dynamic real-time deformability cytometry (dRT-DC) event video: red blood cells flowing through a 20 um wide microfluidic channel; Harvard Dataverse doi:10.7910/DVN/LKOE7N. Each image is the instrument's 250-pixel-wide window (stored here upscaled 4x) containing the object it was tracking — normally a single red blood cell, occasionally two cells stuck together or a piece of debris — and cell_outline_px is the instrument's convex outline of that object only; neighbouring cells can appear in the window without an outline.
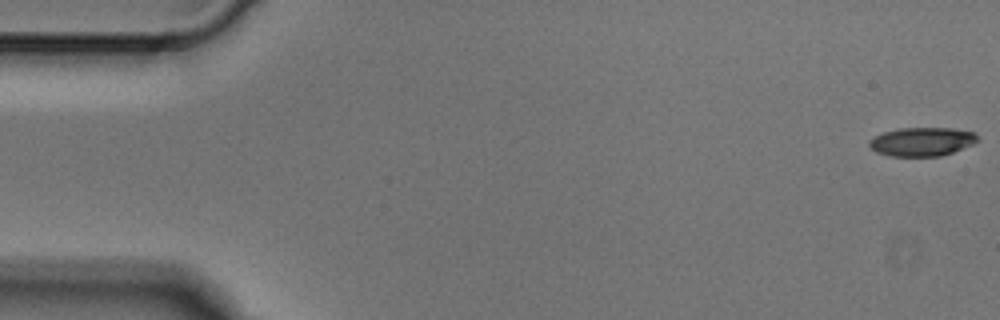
{"species": "Egyptian fruit bat (a non-hibernating species)", "species_latin": "Rousettus aegyptiacus", "temperature_condition": "cold", "stored_images_in_passage": 6, "camera_frame_rate_fps": 3000, "um_per_image_px": 0.085, "animal": {"sex": "male"}, "frame": {"image": 1, "passage_image": 1, "time_ms": 0.0, "image_size_px": [1000, 320], "cell_outline_px": [[980, 140], [972, 144], [952, 152], [940, 156], [888, 156], [876, 152], [868, 144], [868, 140], [884, 132], [900, 128], [952, 128], [972, 132]], "centroid_in_image_um": [78.34, 12.04], "position_along_channel_um": 6.7, "area_um2": 17.98}}
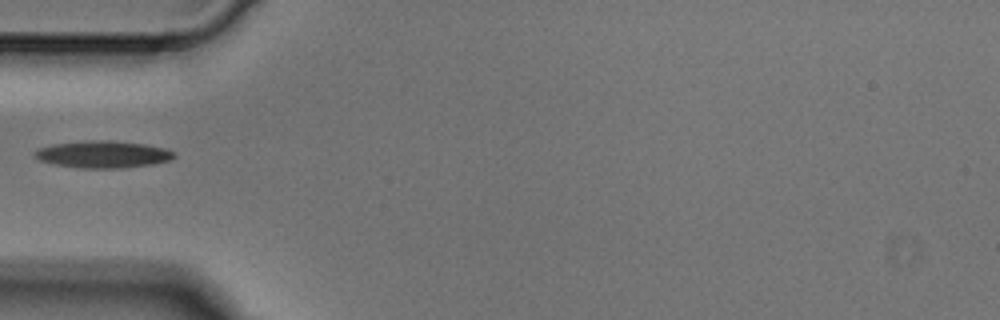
{"frame": {"image": 2, "passage_image": 5, "time_ms": 1.333, "image_size_px": [1000, 320], "cell_outline_px": [[176, 156], [172, 160], [152, 164], [124, 168], [76, 168], [56, 164], [40, 160], [32, 152], [40, 148], [52, 144], [92, 140], [108, 140], [144, 144], [164, 148], [176, 152]], "centroid_in_image_um": [8.79, 13.12], "position_along_channel_um": 76.2, "area_um2": 21.96}}
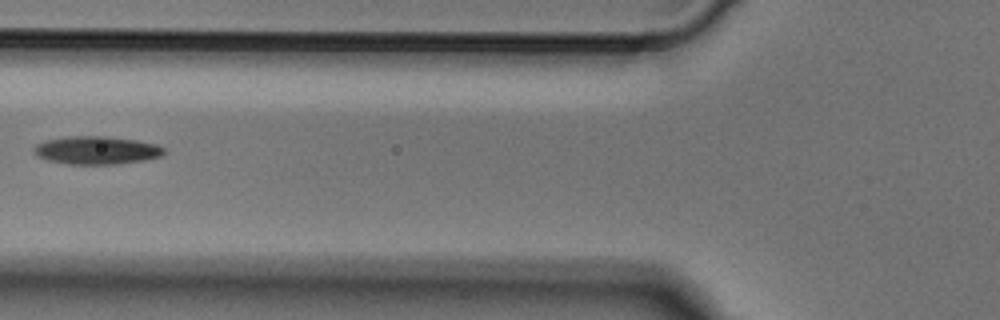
{"frame": {"image": 3, "passage_image": 6, "time_ms": 1.667, "image_size_px": [1000, 320], "cell_outline_px": [[168, 152], [160, 156], [144, 160], [116, 164], [64, 164], [44, 160], [36, 156], [32, 152], [32, 148], [36, 144], [44, 140], [68, 136], [104, 136], [136, 140], [156, 144], [164, 148]], "centroid_in_image_um": [8.14, 12.77], "position_along_channel_um": 117.7, "area_um2": 21.62}}